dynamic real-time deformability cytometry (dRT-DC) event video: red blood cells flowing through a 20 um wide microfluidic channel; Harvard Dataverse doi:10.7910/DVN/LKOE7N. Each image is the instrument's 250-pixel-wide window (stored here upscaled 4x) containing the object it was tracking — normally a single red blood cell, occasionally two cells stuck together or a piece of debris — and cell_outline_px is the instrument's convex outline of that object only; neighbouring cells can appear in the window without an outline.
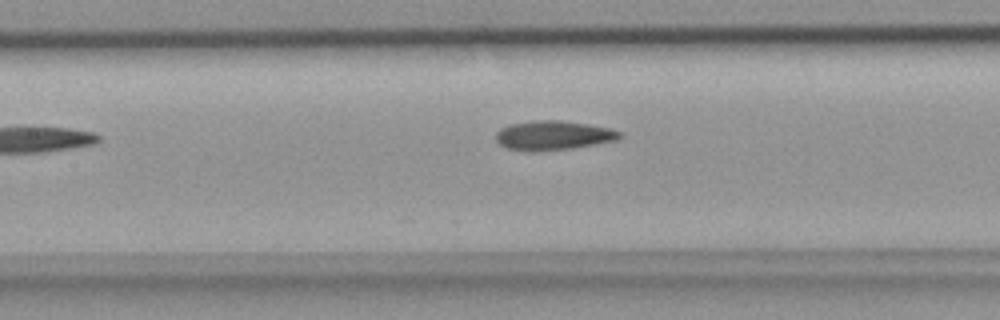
{"species": "common noctule bat (a hibernating species)", "species_latin": "Nyctalus noctula", "temperature_condition": "room temperature", "stored_images_in_passage": 5, "segment_of_instrument_passage": [1, 2], "camera_frame_rate_fps": 3000, "um_per_image_px": 0.085, "animal": {"sex": "female", "body_mass_g": 18.4}, "frame": {"image": 1, "passage_image": 4, "time_ms": 1.0, "image_size_px": [1000, 320], "cell_outline_px": [[620, 136], [616, 140], [572, 148], [508, 148], [500, 144], [496, 140], [496, 132], [500, 128], [508, 124], [532, 120], [560, 120], [588, 124], [608, 128], [620, 132]], "centroid_in_image_um": [47.02, 11.44], "position_along_channel_um": 160.4, "area_um2": 20.11}}